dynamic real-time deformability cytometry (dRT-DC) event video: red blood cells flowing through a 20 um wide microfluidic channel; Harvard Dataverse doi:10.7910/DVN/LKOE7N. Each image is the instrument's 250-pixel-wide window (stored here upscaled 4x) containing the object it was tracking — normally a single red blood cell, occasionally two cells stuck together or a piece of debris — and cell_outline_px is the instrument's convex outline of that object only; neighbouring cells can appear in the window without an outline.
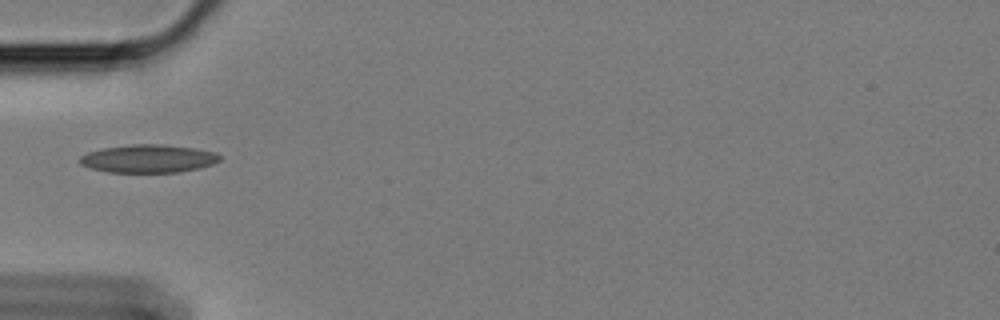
{"species": "Egyptian fruit bat (a non-hibernating species)", "species_latin": "Rousettus aegyptiacus", "temperature_condition": "cold", "stored_images_in_passage": 10, "camera_frame_rate_fps": 3000, "um_per_image_px": 0.085, "animal": {"sex": "female"}, "frame": {"image": 1, "passage_image": 1, "time_ms": 0.0, "image_size_px": [1000, 320], "cell_outline_px": [[220, 160], [212, 164], [180, 172], [108, 172], [92, 168], [80, 164], [76, 160], [80, 156], [88, 152], [100, 148], [132, 144], [164, 144], [196, 148], [216, 152], [220, 156]], "centroid_in_image_um": [12.57, 13.47], "position_along_channel_um": 72.4, "area_um2": 23.0}}
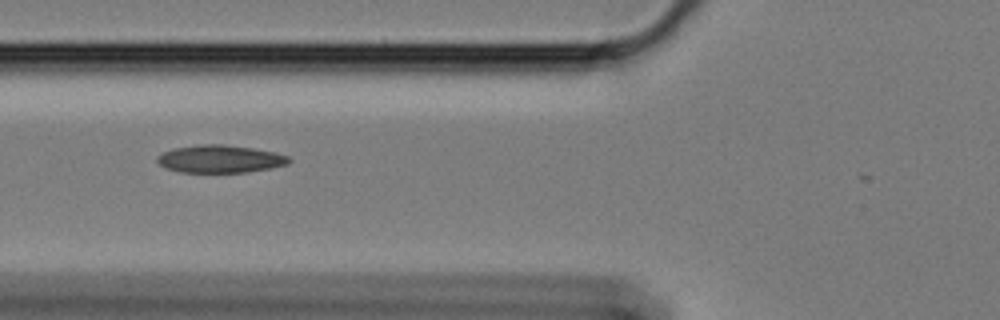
{"frame": {"image": 2, "passage_image": 4, "time_ms": 1.0, "image_size_px": [1000, 320], "cell_outline_px": [[292, 160], [288, 164], [272, 168], [248, 172], [180, 172], [164, 168], [156, 160], [156, 156], [172, 148], [200, 144], [224, 144], [252, 148], [276, 152], [288, 156]], "centroid_in_image_um": [18.71, 13.51], "position_along_channel_um": 107.1, "area_um2": 21.44}}
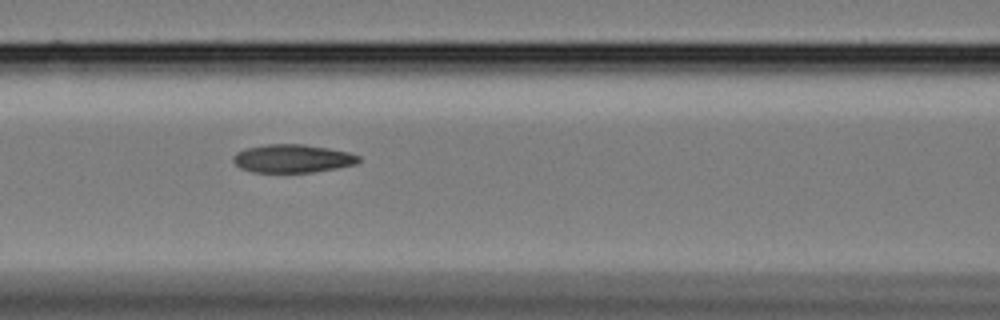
{"frame": {"image": 3, "passage_image": 7, "time_ms": 2.0, "image_size_px": [1000, 320], "cell_outline_px": [[360, 160], [356, 164], [336, 168], [312, 172], [252, 172], [240, 168], [232, 160], [232, 156], [236, 152], [244, 148], [264, 144], [304, 144], [328, 148], [348, 152], [360, 156]], "centroid_in_image_um": [24.82, 13.46], "position_along_channel_um": 141.8, "area_um2": 20.75}}